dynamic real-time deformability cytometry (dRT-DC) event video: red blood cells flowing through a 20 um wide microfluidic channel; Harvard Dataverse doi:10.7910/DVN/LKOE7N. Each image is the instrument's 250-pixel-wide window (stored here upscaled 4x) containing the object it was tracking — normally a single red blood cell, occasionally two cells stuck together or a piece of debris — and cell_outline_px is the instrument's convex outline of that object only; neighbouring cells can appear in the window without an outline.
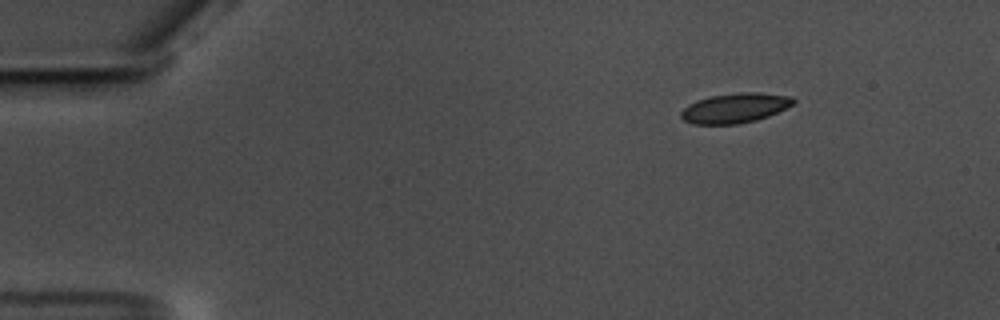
{"species": "common noctule bat (a hibernating species)", "species_latin": "Nyctalus noctula", "temperature_condition": "warm", "stored_images_in_passage": 51, "camera_frame_rate_fps": 3000, "um_per_image_px": 0.085, "animal": {"sex": "male", "body_mass_g": 17.5, "forearm_length_mm": 52.3}, "frame": {"image": 1, "passage_image": 1, "time_ms": 0.0, "image_size_px": [1000, 320], "cell_outline_px": [[796, 100], [792, 104], [768, 116], [756, 120], [736, 124], [692, 124], [684, 120], [680, 116], [680, 112], [688, 104], [696, 100], [708, 96], [740, 92], [760, 92], [792, 96]], "centroid_in_image_um": [62.44, 9.17], "position_along_channel_um": 22.6, "area_um2": 19.54}}
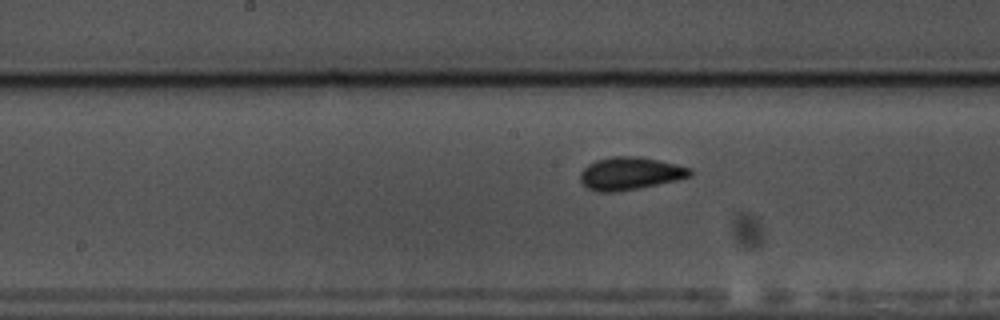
{"frame": {"image": 2, "passage_image": 23, "time_ms": 7.333, "image_size_px": [1000, 320], "cell_outline_px": [[692, 176], [676, 180], [640, 188], [616, 192], [596, 192], [588, 188], [580, 180], [580, 172], [588, 164], [596, 160], [612, 156], [640, 156], [676, 164], [692, 168]], "centroid_in_image_um": [53.56, 14.74], "position_along_channel_um": 194.6, "area_um2": 21.04}}
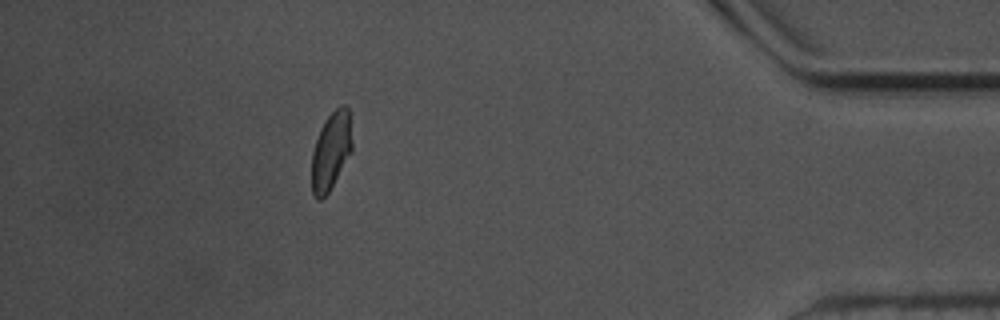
{"frame": {"image": 3, "passage_image": 45, "time_ms": 14.667, "image_size_px": [1000, 320], "cell_outline_px": [[352, 152], [328, 192], [320, 200], [316, 200], [312, 192], [312, 152], [320, 128], [324, 120], [340, 104], [344, 104], [348, 108], [352, 144]], "centroid_in_image_um": [28.13, 12.82], "position_along_channel_um": 407.1, "area_um2": 18.26}, "authors_computed_cell_mechanics": {"area_um2": 19.4208, "velocity_mm_per_s": 3.5428, "shape_relaxation_time_tau1_ms": 3.7416, "shape_relaxation_time_tau2_ms": 1.0073, "deformation_change_tau1": 0.1108, "deformation_change_tau2": 0.0528}}